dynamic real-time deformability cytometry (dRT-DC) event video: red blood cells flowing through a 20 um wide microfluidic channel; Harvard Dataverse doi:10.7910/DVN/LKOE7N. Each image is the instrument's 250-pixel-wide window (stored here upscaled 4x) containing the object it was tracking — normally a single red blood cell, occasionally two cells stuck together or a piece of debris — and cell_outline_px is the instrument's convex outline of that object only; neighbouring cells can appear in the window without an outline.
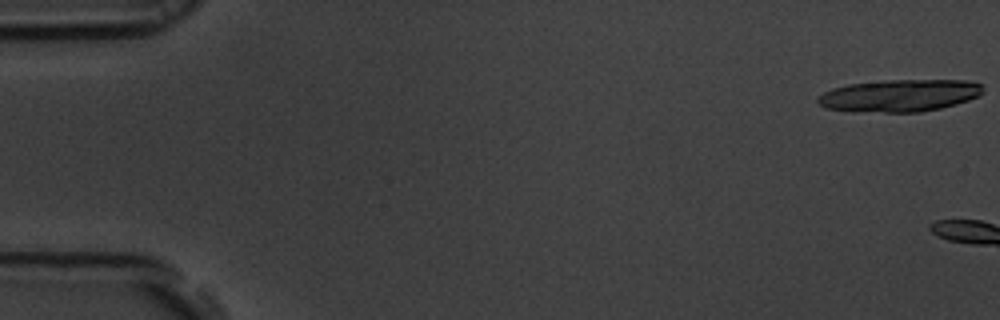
{"species": "common noctule bat (a hibernating species)", "species_latin": "Nyctalus noctula", "temperature_condition": "room temperature", "stored_images_in_passage": 4, "camera_frame_rate_fps": 3000, "um_per_image_px": 0.085, "animal": {"sex": "male", "body_mass_g": 19.5, "forearm_length_mm": 54.6}, "frame": {"image": 1, "passage_image": 1, "time_ms": 0.0, "image_size_px": [1000, 320], "cell_outline_px": [[984, 92], [980, 96], [956, 104], [940, 108], [920, 112], [884, 112], [824, 108], [816, 100], [816, 96], [832, 88], [848, 84], [884, 80], [964, 80], [984, 84]], "centroid_in_image_um": [76.51, 8.1], "position_along_channel_um": 8.5, "area_um2": 31.04}}